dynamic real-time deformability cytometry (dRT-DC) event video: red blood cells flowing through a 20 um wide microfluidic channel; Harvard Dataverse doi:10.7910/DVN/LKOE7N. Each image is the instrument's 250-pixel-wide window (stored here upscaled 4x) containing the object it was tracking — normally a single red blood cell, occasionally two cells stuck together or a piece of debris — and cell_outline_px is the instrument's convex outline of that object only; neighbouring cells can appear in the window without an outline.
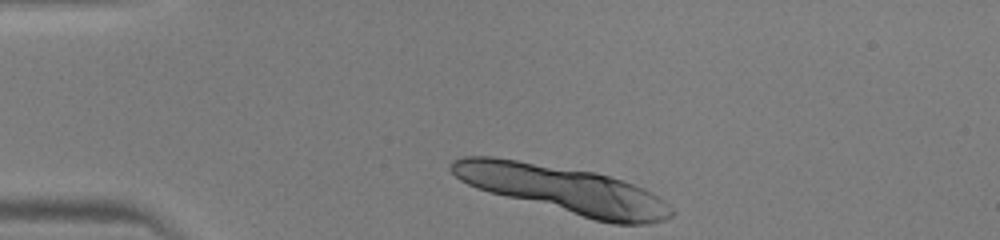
{"species": "human", "species_latin": "Homo sapiens", "temperature_condition": "warm", "stored_images_in_passage": 6, "camera_frame_rate_fps": 3000, "um_per_image_px": 0.085, "donor": {"sex": "male"}, "frame": {"image": 1, "passage_image": 1, "time_ms": 0.0, "image_size_px": [1000, 240], "cell_outline_px": [[672, 216], [664, 220], [648, 224], [612, 224], [596, 220], [476, 188], [460, 180], [448, 168], [452, 160], [464, 156], [492, 156], [592, 172], [608, 176], [632, 184], [656, 196], [672, 212]], "centroid_in_image_um": [47.81, 16.1], "position_along_channel_um": 37.2, "area_um2": 59.07}}